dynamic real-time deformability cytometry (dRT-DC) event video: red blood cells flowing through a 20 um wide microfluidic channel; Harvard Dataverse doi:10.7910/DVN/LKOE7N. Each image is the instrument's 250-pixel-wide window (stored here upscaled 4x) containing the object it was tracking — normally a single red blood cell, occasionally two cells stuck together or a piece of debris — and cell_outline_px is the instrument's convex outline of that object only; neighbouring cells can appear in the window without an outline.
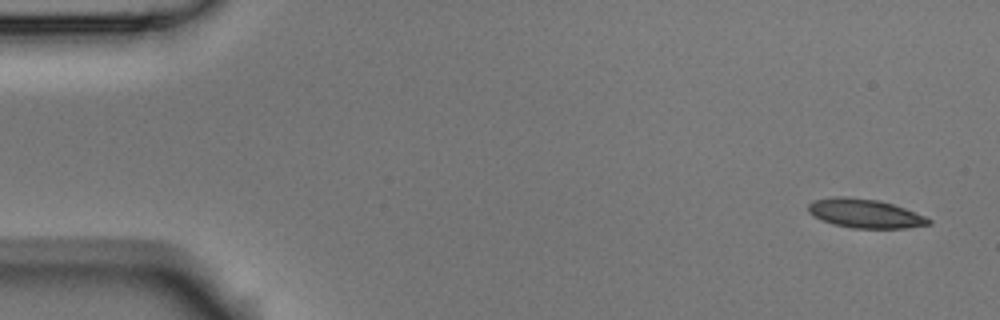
{"species": "Egyptian fruit bat (a non-hibernating species)", "species_latin": "Rousettus aegyptiacus", "temperature_condition": "room temperature", "stored_images_in_passage": 5, "segment_of_instrument_passage": [2, 2], "camera_frame_rate_fps": 3000, "um_per_image_px": 0.085, "animal": {"sex": "male"}, "frame": {"image": 1, "passage_image": 5, "time_ms": 1.333, "image_size_px": [1000, 320], "cell_outline_px": [[932, 224], [904, 228], [852, 228], [836, 224], [824, 220], [808, 212], [808, 204], [812, 200], [832, 196], [848, 196], [876, 200], [892, 204], [904, 208], [924, 216], [932, 220]], "centroid_in_image_um": [73.51, 18.13], "position_along_channel_um": 11.5, "area_um2": 20.11}}